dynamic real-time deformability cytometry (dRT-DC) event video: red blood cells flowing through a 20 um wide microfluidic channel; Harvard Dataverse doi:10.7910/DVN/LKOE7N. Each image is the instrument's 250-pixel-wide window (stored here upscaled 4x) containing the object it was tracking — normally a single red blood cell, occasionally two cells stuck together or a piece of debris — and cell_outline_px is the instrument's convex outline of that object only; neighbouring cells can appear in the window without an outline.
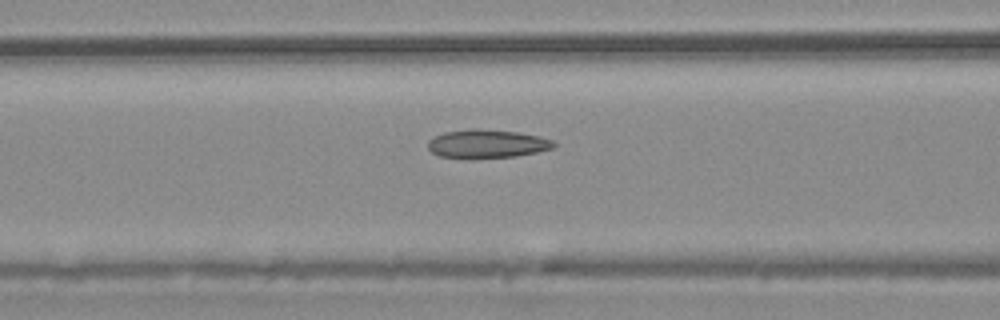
{"species": "common noctule bat (a hibernating species)", "species_latin": "Nyctalus noctula", "temperature_condition": "warm", "stored_images_in_passage": 54, "camera_frame_rate_fps": 3000, "um_per_image_px": 0.085, "animal": {"sex": "male", "body_mass_g": 20.4}, "frame": {"image": 1, "passage_image": 22, "time_ms": 7.0, "image_size_px": [1000, 320], "cell_outline_px": [[556, 144], [552, 148], [536, 152], [516, 156], [440, 156], [432, 152], [428, 148], [428, 140], [444, 132], [472, 128], [476, 128], [516, 132], [536, 136], [552, 140]], "centroid_in_image_um": [41.39, 12.18], "position_along_channel_um": 125.2, "area_um2": 20.0}}
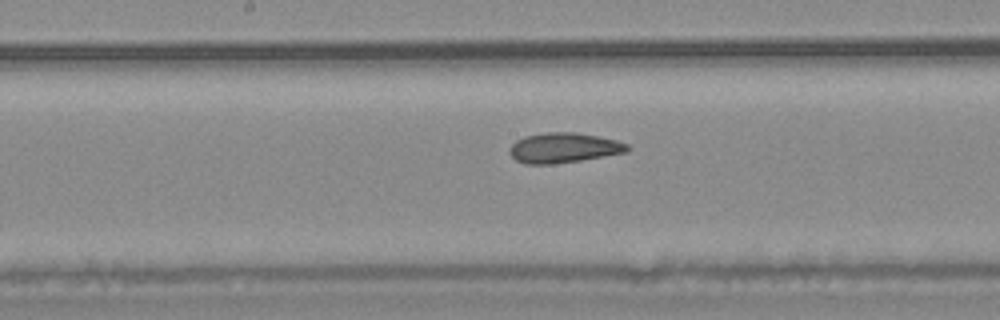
{"frame": {"image": 2, "passage_image": 28, "time_ms": 9.0, "image_size_px": [1000, 320], "cell_outline_px": [[632, 148], [628, 152], [580, 160], [552, 164], [524, 164], [516, 160], [508, 152], [508, 148], [516, 140], [524, 136], [548, 132], [576, 132], [616, 140], [628, 144]], "centroid_in_image_um": [47.9, 12.56], "position_along_channel_um": 200.3, "area_um2": 20.69}}
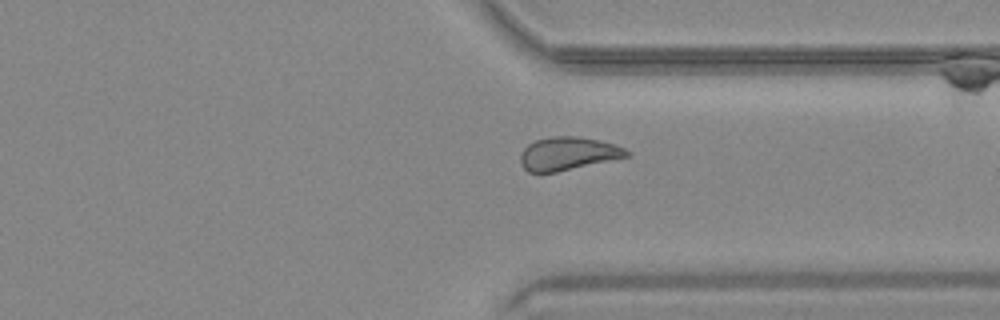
{"frame": {"image": 3, "passage_image": 41, "time_ms": 13.333, "image_size_px": [1000, 320], "cell_outline_px": [[632, 156], [556, 172], [528, 172], [520, 164], [520, 156], [524, 148], [528, 144], [536, 140], [552, 136], [576, 136], [600, 140], [624, 148], [632, 152]], "centroid_in_image_um": [48.3, 13.06], "position_along_channel_um": 363.1, "area_um2": 20.63}, "authors_computed_cell_mechanics": {"area_um2": 21.7039, "velocity_mm_per_s": 3.7517, "shape_relaxation_time_tau1_ms": null, "shape_relaxation_time_tau2_ms": 2.6862, "deformation_change_tau1": null, "deformation_change_tau2": 0.0917}}